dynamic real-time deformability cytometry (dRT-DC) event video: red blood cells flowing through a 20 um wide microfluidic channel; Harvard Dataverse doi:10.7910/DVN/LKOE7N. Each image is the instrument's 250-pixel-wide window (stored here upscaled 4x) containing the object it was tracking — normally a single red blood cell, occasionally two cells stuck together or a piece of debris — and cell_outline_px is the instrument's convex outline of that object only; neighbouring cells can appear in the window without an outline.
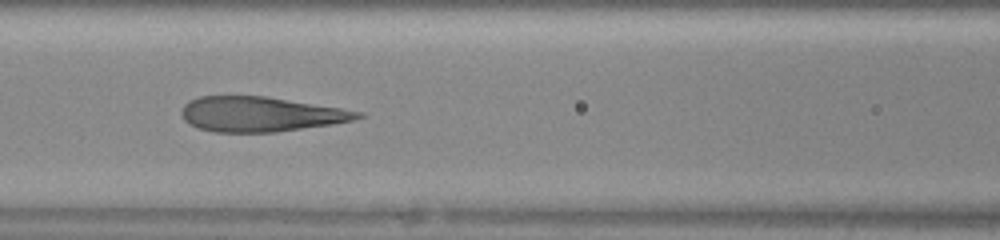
{"species": "human", "species_latin": "Homo sapiens", "temperature_condition": "warm", "stored_images_in_passage": 46, "camera_frame_rate_fps": 3000, "um_per_image_px": 0.085, "donor": {"sex": "female"}, "frame": {"image": 1, "passage_image": 20, "time_ms": 6.333, "image_size_px": [1000, 240], "cell_outline_px": [[368, 116], [352, 120], [332, 124], [276, 132], [212, 132], [196, 128], [188, 124], [184, 120], [180, 112], [184, 104], [188, 100], [200, 96], [268, 96], [364, 112]], "centroid_in_image_um": [22.12, 9.7], "position_along_channel_um": 144.5, "area_um2": 36.13}}